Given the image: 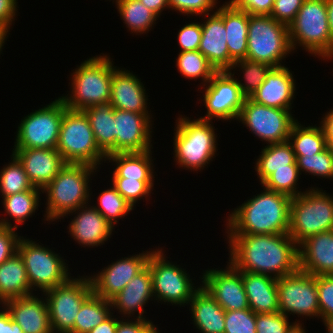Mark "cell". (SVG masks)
I'll use <instances>...</instances> for the list:
<instances>
[{"instance_id":"cell-66","label":"cell","mask_w":333,"mask_h":333,"mask_svg":"<svg viewBox=\"0 0 333 333\" xmlns=\"http://www.w3.org/2000/svg\"><path fill=\"white\" fill-rule=\"evenodd\" d=\"M110 1H111V0H110ZM119 1H120V0H113L112 3L115 2V4H116V3H118Z\"/></svg>"},{"instance_id":"cell-24","label":"cell","mask_w":333,"mask_h":333,"mask_svg":"<svg viewBox=\"0 0 333 333\" xmlns=\"http://www.w3.org/2000/svg\"><path fill=\"white\" fill-rule=\"evenodd\" d=\"M148 97L143 82L136 74L120 67L113 72L109 103L114 109L151 113Z\"/></svg>"},{"instance_id":"cell-52","label":"cell","mask_w":333,"mask_h":333,"mask_svg":"<svg viewBox=\"0 0 333 333\" xmlns=\"http://www.w3.org/2000/svg\"><path fill=\"white\" fill-rule=\"evenodd\" d=\"M16 231L14 228L0 226V264L17 253L21 236Z\"/></svg>"},{"instance_id":"cell-6","label":"cell","mask_w":333,"mask_h":333,"mask_svg":"<svg viewBox=\"0 0 333 333\" xmlns=\"http://www.w3.org/2000/svg\"><path fill=\"white\" fill-rule=\"evenodd\" d=\"M288 27L292 53L299 46L321 61L330 59L333 40L327 18V0H304Z\"/></svg>"},{"instance_id":"cell-13","label":"cell","mask_w":333,"mask_h":333,"mask_svg":"<svg viewBox=\"0 0 333 333\" xmlns=\"http://www.w3.org/2000/svg\"><path fill=\"white\" fill-rule=\"evenodd\" d=\"M41 106L18 123L14 148H57L61 120L67 108L60 96Z\"/></svg>"},{"instance_id":"cell-26","label":"cell","mask_w":333,"mask_h":333,"mask_svg":"<svg viewBox=\"0 0 333 333\" xmlns=\"http://www.w3.org/2000/svg\"><path fill=\"white\" fill-rule=\"evenodd\" d=\"M299 270L315 276L333 275V230L306 238L298 245Z\"/></svg>"},{"instance_id":"cell-45","label":"cell","mask_w":333,"mask_h":333,"mask_svg":"<svg viewBox=\"0 0 333 333\" xmlns=\"http://www.w3.org/2000/svg\"><path fill=\"white\" fill-rule=\"evenodd\" d=\"M121 196L134 208L141 199L149 201L155 181H139L124 177H111L110 181ZM149 196V198H148Z\"/></svg>"},{"instance_id":"cell-34","label":"cell","mask_w":333,"mask_h":333,"mask_svg":"<svg viewBox=\"0 0 333 333\" xmlns=\"http://www.w3.org/2000/svg\"><path fill=\"white\" fill-rule=\"evenodd\" d=\"M94 133L98 147L106 156L115 153L114 108L110 103L97 104L83 110Z\"/></svg>"},{"instance_id":"cell-35","label":"cell","mask_w":333,"mask_h":333,"mask_svg":"<svg viewBox=\"0 0 333 333\" xmlns=\"http://www.w3.org/2000/svg\"><path fill=\"white\" fill-rule=\"evenodd\" d=\"M261 154L255 161V171L262 184L275 169L289 168V164H296V156L288 141L269 144L261 148Z\"/></svg>"},{"instance_id":"cell-29","label":"cell","mask_w":333,"mask_h":333,"mask_svg":"<svg viewBox=\"0 0 333 333\" xmlns=\"http://www.w3.org/2000/svg\"><path fill=\"white\" fill-rule=\"evenodd\" d=\"M188 307L197 331L200 333L225 332V310L202 285L193 294Z\"/></svg>"},{"instance_id":"cell-16","label":"cell","mask_w":333,"mask_h":333,"mask_svg":"<svg viewBox=\"0 0 333 333\" xmlns=\"http://www.w3.org/2000/svg\"><path fill=\"white\" fill-rule=\"evenodd\" d=\"M203 88L206 113L200 119L213 121L237 120L245 97L240 91L236 78L229 71H217ZM205 90V91H204ZM204 91V92H203Z\"/></svg>"},{"instance_id":"cell-48","label":"cell","mask_w":333,"mask_h":333,"mask_svg":"<svg viewBox=\"0 0 333 333\" xmlns=\"http://www.w3.org/2000/svg\"><path fill=\"white\" fill-rule=\"evenodd\" d=\"M320 319L333 318V275L316 276Z\"/></svg>"},{"instance_id":"cell-41","label":"cell","mask_w":333,"mask_h":333,"mask_svg":"<svg viewBox=\"0 0 333 333\" xmlns=\"http://www.w3.org/2000/svg\"><path fill=\"white\" fill-rule=\"evenodd\" d=\"M98 194V204L96 205L95 203L92 206L98 210L113 227L116 226L120 219H123L134 210L132 205L121 196L112 184L108 189Z\"/></svg>"},{"instance_id":"cell-23","label":"cell","mask_w":333,"mask_h":333,"mask_svg":"<svg viewBox=\"0 0 333 333\" xmlns=\"http://www.w3.org/2000/svg\"><path fill=\"white\" fill-rule=\"evenodd\" d=\"M149 300L154 301V294L150 268L146 266L110 302L112 310L123 315L121 318L149 320L144 315L147 313L144 307Z\"/></svg>"},{"instance_id":"cell-50","label":"cell","mask_w":333,"mask_h":333,"mask_svg":"<svg viewBox=\"0 0 333 333\" xmlns=\"http://www.w3.org/2000/svg\"><path fill=\"white\" fill-rule=\"evenodd\" d=\"M202 36L201 22H191L183 25L177 34L179 51H197Z\"/></svg>"},{"instance_id":"cell-39","label":"cell","mask_w":333,"mask_h":333,"mask_svg":"<svg viewBox=\"0 0 333 333\" xmlns=\"http://www.w3.org/2000/svg\"><path fill=\"white\" fill-rule=\"evenodd\" d=\"M239 69L242 80L235 75V70ZM273 67L269 64L256 62L248 59L237 60L232 64L229 72L236 78L241 93L245 98H250L265 81L267 74ZM235 69V70H233ZM241 69V70H240ZM233 71V72H232Z\"/></svg>"},{"instance_id":"cell-31","label":"cell","mask_w":333,"mask_h":333,"mask_svg":"<svg viewBox=\"0 0 333 333\" xmlns=\"http://www.w3.org/2000/svg\"><path fill=\"white\" fill-rule=\"evenodd\" d=\"M33 294L24 261L17 252L0 264V305L11 299Z\"/></svg>"},{"instance_id":"cell-36","label":"cell","mask_w":333,"mask_h":333,"mask_svg":"<svg viewBox=\"0 0 333 333\" xmlns=\"http://www.w3.org/2000/svg\"><path fill=\"white\" fill-rule=\"evenodd\" d=\"M288 142L295 156H310L323 151L327 147L326 138L321 125H303L298 120L293 124Z\"/></svg>"},{"instance_id":"cell-25","label":"cell","mask_w":333,"mask_h":333,"mask_svg":"<svg viewBox=\"0 0 333 333\" xmlns=\"http://www.w3.org/2000/svg\"><path fill=\"white\" fill-rule=\"evenodd\" d=\"M287 66L273 67L265 81L250 97L258 104L278 109H292L296 98V80Z\"/></svg>"},{"instance_id":"cell-4","label":"cell","mask_w":333,"mask_h":333,"mask_svg":"<svg viewBox=\"0 0 333 333\" xmlns=\"http://www.w3.org/2000/svg\"><path fill=\"white\" fill-rule=\"evenodd\" d=\"M101 54L87 58L72 70L70 91L60 97L67 109L83 111L110 102L112 76L118 67L110 55Z\"/></svg>"},{"instance_id":"cell-17","label":"cell","mask_w":333,"mask_h":333,"mask_svg":"<svg viewBox=\"0 0 333 333\" xmlns=\"http://www.w3.org/2000/svg\"><path fill=\"white\" fill-rule=\"evenodd\" d=\"M201 274V285L225 311L249 308L241 271L230 262L225 269L208 268Z\"/></svg>"},{"instance_id":"cell-8","label":"cell","mask_w":333,"mask_h":333,"mask_svg":"<svg viewBox=\"0 0 333 333\" xmlns=\"http://www.w3.org/2000/svg\"><path fill=\"white\" fill-rule=\"evenodd\" d=\"M56 149L66 164H88L99 169L106 162V154L98 147L83 111H64Z\"/></svg>"},{"instance_id":"cell-37","label":"cell","mask_w":333,"mask_h":333,"mask_svg":"<svg viewBox=\"0 0 333 333\" xmlns=\"http://www.w3.org/2000/svg\"><path fill=\"white\" fill-rule=\"evenodd\" d=\"M120 18L130 33L147 34L159 17L139 0H120L116 3Z\"/></svg>"},{"instance_id":"cell-67","label":"cell","mask_w":333,"mask_h":333,"mask_svg":"<svg viewBox=\"0 0 333 333\" xmlns=\"http://www.w3.org/2000/svg\"><path fill=\"white\" fill-rule=\"evenodd\" d=\"M330 61H332L333 60V54H332V56L330 57V59H329Z\"/></svg>"},{"instance_id":"cell-10","label":"cell","mask_w":333,"mask_h":333,"mask_svg":"<svg viewBox=\"0 0 333 333\" xmlns=\"http://www.w3.org/2000/svg\"><path fill=\"white\" fill-rule=\"evenodd\" d=\"M162 248L158 246L153 249L147 261L152 276L154 300L161 304L164 302L167 305L188 306L201 284L194 286L189 272L176 262L166 259L169 257Z\"/></svg>"},{"instance_id":"cell-49","label":"cell","mask_w":333,"mask_h":333,"mask_svg":"<svg viewBox=\"0 0 333 333\" xmlns=\"http://www.w3.org/2000/svg\"><path fill=\"white\" fill-rule=\"evenodd\" d=\"M255 321L256 333H286L294 323L280 312L255 314Z\"/></svg>"},{"instance_id":"cell-14","label":"cell","mask_w":333,"mask_h":333,"mask_svg":"<svg viewBox=\"0 0 333 333\" xmlns=\"http://www.w3.org/2000/svg\"><path fill=\"white\" fill-rule=\"evenodd\" d=\"M292 109H278L245 98L237 121L267 145L288 141L291 128L297 121Z\"/></svg>"},{"instance_id":"cell-11","label":"cell","mask_w":333,"mask_h":333,"mask_svg":"<svg viewBox=\"0 0 333 333\" xmlns=\"http://www.w3.org/2000/svg\"><path fill=\"white\" fill-rule=\"evenodd\" d=\"M40 244L21 236L17 252L24 261L31 290L38 293L39 289V292L44 293L64 284L72 276L64 257L41 242Z\"/></svg>"},{"instance_id":"cell-58","label":"cell","mask_w":333,"mask_h":333,"mask_svg":"<svg viewBox=\"0 0 333 333\" xmlns=\"http://www.w3.org/2000/svg\"><path fill=\"white\" fill-rule=\"evenodd\" d=\"M323 116L319 125L324 131L326 142H333V109H330Z\"/></svg>"},{"instance_id":"cell-19","label":"cell","mask_w":333,"mask_h":333,"mask_svg":"<svg viewBox=\"0 0 333 333\" xmlns=\"http://www.w3.org/2000/svg\"><path fill=\"white\" fill-rule=\"evenodd\" d=\"M153 115L114 109L115 153L145 152L153 149Z\"/></svg>"},{"instance_id":"cell-27","label":"cell","mask_w":333,"mask_h":333,"mask_svg":"<svg viewBox=\"0 0 333 333\" xmlns=\"http://www.w3.org/2000/svg\"><path fill=\"white\" fill-rule=\"evenodd\" d=\"M42 296V297H41ZM29 295L6 301L3 305L24 333H52L47 302L43 294Z\"/></svg>"},{"instance_id":"cell-47","label":"cell","mask_w":333,"mask_h":333,"mask_svg":"<svg viewBox=\"0 0 333 333\" xmlns=\"http://www.w3.org/2000/svg\"><path fill=\"white\" fill-rule=\"evenodd\" d=\"M219 2V0H169V6L171 10L184 16L199 15L200 18L202 15L215 12Z\"/></svg>"},{"instance_id":"cell-12","label":"cell","mask_w":333,"mask_h":333,"mask_svg":"<svg viewBox=\"0 0 333 333\" xmlns=\"http://www.w3.org/2000/svg\"><path fill=\"white\" fill-rule=\"evenodd\" d=\"M93 293L88 275L71 277L64 284L45 291L52 333H74V322L82 303Z\"/></svg>"},{"instance_id":"cell-18","label":"cell","mask_w":333,"mask_h":333,"mask_svg":"<svg viewBox=\"0 0 333 333\" xmlns=\"http://www.w3.org/2000/svg\"><path fill=\"white\" fill-rule=\"evenodd\" d=\"M153 250L122 257L112 261L96 274L89 275L93 292L106 300L115 297L141 270L147 266L148 258Z\"/></svg>"},{"instance_id":"cell-61","label":"cell","mask_w":333,"mask_h":333,"mask_svg":"<svg viewBox=\"0 0 333 333\" xmlns=\"http://www.w3.org/2000/svg\"><path fill=\"white\" fill-rule=\"evenodd\" d=\"M327 18L333 40V0H327Z\"/></svg>"},{"instance_id":"cell-2","label":"cell","mask_w":333,"mask_h":333,"mask_svg":"<svg viewBox=\"0 0 333 333\" xmlns=\"http://www.w3.org/2000/svg\"><path fill=\"white\" fill-rule=\"evenodd\" d=\"M263 187L226 217L225 234L288 233L291 197Z\"/></svg>"},{"instance_id":"cell-20","label":"cell","mask_w":333,"mask_h":333,"mask_svg":"<svg viewBox=\"0 0 333 333\" xmlns=\"http://www.w3.org/2000/svg\"><path fill=\"white\" fill-rule=\"evenodd\" d=\"M215 12L202 15V36L199 51L207 58L216 71H229L235 62L230 56L224 26V4Z\"/></svg>"},{"instance_id":"cell-15","label":"cell","mask_w":333,"mask_h":333,"mask_svg":"<svg viewBox=\"0 0 333 333\" xmlns=\"http://www.w3.org/2000/svg\"><path fill=\"white\" fill-rule=\"evenodd\" d=\"M279 312L305 319H320L316 276L297 270L277 279ZM315 317V318H314Z\"/></svg>"},{"instance_id":"cell-28","label":"cell","mask_w":333,"mask_h":333,"mask_svg":"<svg viewBox=\"0 0 333 333\" xmlns=\"http://www.w3.org/2000/svg\"><path fill=\"white\" fill-rule=\"evenodd\" d=\"M241 275L249 308L255 314L279 312L276 278L244 271Z\"/></svg>"},{"instance_id":"cell-54","label":"cell","mask_w":333,"mask_h":333,"mask_svg":"<svg viewBox=\"0 0 333 333\" xmlns=\"http://www.w3.org/2000/svg\"><path fill=\"white\" fill-rule=\"evenodd\" d=\"M18 0H0V27L10 31L18 12Z\"/></svg>"},{"instance_id":"cell-30","label":"cell","mask_w":333,"mask_h":333,"mask_svg":"<svg viewBox=\"0 0 333 333\" xmlns=\"http://www.w3.org/2000/svg\"><path fill=\"white\" fill-rule=\"evenodd\" d=\"M152 149L145 152L114 153L106 156V162L112 163V177L154 181L156 172L153 169Z\"/></svg>"},{"instance_id":"cell-57","label":"cell","mask_w":333,"mask_h":333,"mask_svg":"<svg viewBox=\"0 0 333 333\" xmlns=\"http://www.w3.org/2000/svg\"><path fill=\"white\" fill-rule=\"evenodd\" d=\"M113 314L114 313L88 333H116L117 323L121 318L119 315L117 316Z\"/></svg>"},{"instance_id":"cell-22","label":"cell","mask_w":333,"mask_h":333,"mask_svg":"<svg viewBox=\"0 0 333 333\" xmlns=\"http://www.w3.org/2000/svg\"><path fill=\"white\" fill-rule=\"evenodd\" d=\"M12 149L11 154H13L22 164L32 186L41 191L53 180L66 164L56 148Z\"/></svg>"},{"instance_id":"cell-9","label":"cell","mask_w":333,"mask_h":333,"mask_svg":"<svg viewBox=\"0 0 333 333\" xmlns=\"http://www.w3.org/2000/svg\"><path fill=\"white\" fill-rule=\"evenodd\" d=\"M246 59L272 67L285 66L293 51L289 40V27L270 15H250Z\"/></svg>"},{"instance_id":"cell-64","label":"cell","mask_w":333,"mask_h":333,"mask_svg":"<svg viewBox=\"0 0 333 333\" xmlns=\"http://www.w3.org/2000/svg\"><path fill=\"white\" fill-rule=\"evenodd\" d=\"M145 333H160V330L154 323L145 331Z\"/></svg>"},{"instance_id":"cell-38","label":"cell","mask_w":333,"mask_h":333,"mask_svg":"<svg viewBox=\"0 0 333 333\" xmlns=\"http://www.w3.org/2000/svg\"><path fill=\"white\" fill-rule=\"evenodd\" d=\"M113 311V312H112ZM112 313L111 302L94 292L82 303L75 317L74 333H88L107 319Z\"/></svg>"},{"instance_id":"cell-5","label":"cell","mask_w":333,"mask_h":333,"mask_svg":"<svg viewBox=\"0 0 333 333\" xmlns=\"http://www.w3.org/2000/svg\"><path fill=\"white\" fill-rule=\"evenodd\" d=\"M174 127L173 149L175 164L192 172L203 170L216 157L217 133L212 121L189 116L177 118Z\"/></svg>"},{"instance_id":"cell-33","label":"cell","mask_w":333,"mask_h":333,"mask_svg":"<svg viewBox=\"0 0 333 333\" xmlns=\"http://www.w3.org/2000/svg\"><path fill=\"white\" fill-rule=\"evenodd\" d=\"M41 194L42 191L40 189L33 188L3 197L2 204L5 211L4 213L10 217V220L7 215L6 218H0V226L18 229V226L25 223L29 217H32L35 215V212H37L36 210H38V207L41 205ZM11 218L14 224L11 223Z\"/></svg>"},{"instance_id":"cell-51","label":"cell","mask_w":333,"mask_h":333,"mask_svg":"<svg viewBox=\"0 0 333 333\" xmlns=\"http://www.w3.org/2000/svg\"><path fill=\"white\" fill-rule=\"evenodd\" d=\"M304 0H275L270 16L289 26L295 19Z\"/></svg>"},{"instance_id":"cell-56","label":"cell","mask_w":333,"mask_h":333,"mask_svg":"<svg viewBox=\"0 0 333 333\" xmlns=\"http://www.w3.org/2000/svg\"><path fill=\"white\" fill-rule=\"evenodd\" d=\"M2 306V307H1ZM0 306V333H24L18 323L12 320L9 311Z\"/></svg>"},{"instance_id":"cell-44","label":"cell","mask_w":333,"mask_h":333,"mask_svg":"<svg viewBox=\"0 0 333 333\" xmlns=\"http://www.w3.org/2000/svg\"><path fill=\"white\" fill-rule=\"evenodd\" d=\"M296 164L300 175L304 172L318 179L333 180V155L328 146L314 155L296 156Z\"/></svg>"},{"instance_id":"cell-63","label":"cell","mask_w":333,"mask_h":333,"mask_svg":"<svg viewBox=\"0 0 333 333\" xmlns=\"http://www.w3.org/2000/svg\"><path fill=\"white\" fill-rule=\"evenodd\" d=\"M326 327V333H333V318L327 320H321Z\"/></svg>"},{"instance_id":"cell-65","label":"cell","mask_w":333,"mask_h":333,"mask_svg":"<svg viewBox=\"0 0 333 333\" xmlns=\"http://www.w3.org/2000/svg\"><path fill=\"white\" fill-rule=\"evenodd\" d=\"M326 143H327V146H328L330 152H331L332 155H333V142H326Z\"/></svg>"},{"instance_id":"cell-43","label":"cell","mask_w":333,"mask_h":333,"mask_svg":"<svg viewBox=\"0 0 333 333\" xmlns=\"http://www.w3.org/2000/svg\"><path fill=\"white\" fill-rule=\"evenodd\" d=\"M299 176L300 172L297 164H289V168L275 169L261 185L293 198L303 193L300 191L301 189L298 190Z\"/></svg>"},{"instance_id":"cell-21","label":"cell","mask_w":333,"mask_h":333,"mask_svg":"<svg viewBox=\"0 0 333 333\" xmlns=\"http://www.w3.org/2000/svg\"><path fill=\"white\" fill-rule=\"evenodd\" d=\"M90 203L67 214L68 216L74 215V218L70 219L72 221L67 229H69L68 233L70 232L71 238L81 247L93 248L110 241L115 228Z\"/></svg>"},{"instance_id":"cell-55","label":"cell","mask_w":333,"mask_h":333,"mask_svg":"<svg viewBox=\"0 0 333 333\" xmlns=\"http://www.w3.org/2000/svg\"><path fill=\"white\" fill-rule=\"evenodd\" d=\"M152 324L151 320L121 318L117 323L116 333H145Z\"/></svg>"},{"instance_id":"cell-7","label":"cell","mask_w":333,"mask_h":333,"mask_svg":"<svg viewBox=\"0 0 333 333\" xmlns=\"http://www.w3.org/2000/svg\"><path fill=\"white\" fill-rule=\"evenodd\" d=\"M332 195L311 186L291 199L288 234L297 245L312 235L333 230Z\"/></svg>"},{"instance_id":"cell-59","label":"cell","mask_w":333,"mask_h":333,"mask_svg":"<svg viewBox=\"0 0 333 333\" xmlns=\"http://www.w3.org/2000/svg\"><path fill=\"white\" fill-rule=\"evenodd\" d=\"M147 8L153 11L159 18L162 15V12L166 9H170L169 0H139Z\"/></svg>"},{"instance_id":"cell-40","label":"cell","mask_w":333,"mask_h":333,"mask_svg":"<svg viewBox=\"0 0 333 333\" xmlns=\"http://www.w3.org/2000/svg\"><path fill=\"white\" fill-rule=\"evenodd\" d=\"M176 57V68L181 76L186 79L201 80V85L204 86L217 72L209 63L207 58L199 51H182Z\"/></svg>"},{"instance_id":"cell-62","label":"cell","mask_w":333,"mask_h":333,"mask_svg":"<svg viewBox=\"0 0 333 333\" xmlns=\"http://www.w3.org/2000/svg\"><path fill=\"white\" fill-rule=\"evenodd\" d=\"M9 32L10 31L0 27V55L3 52L2 51L3 46L5 45V42L7 41V38L9 37L8 35H10Z\"/></svg>"},{"instance_id":"cell-60","label":"cell","mask_w":333,"mask_h":333,"mask_svg":"<svg viewBox=\"0 0 333 333\" xmlns=\"http://www.w3.org/2000/svg\"><path fill=\"white\" fill-rule=\"evenodd\" d=\"M306 328L304 323L300 322V320L295 319L294 323L289 327L286 333H306Z\"/></svg>"},{"instance_id":"cell-46","label":"cell","mask_w":333,"mask_h":333,"mask_svg":"<svg viewBox=\"0 0 333 333\" xmlns=\"http://www.w3.org/2000/svg\"><path fill=\"white\" fill-rule=\"evenodd\" d=\"M224 333H256L255 313L250 308L225 311Z\"/></svg>"},{"instance_id":"cell-42","label":"cell","mask_w":333,"mask_h":333,"mask_svg":"<svg viewBox=\"0 0 333 333\" xmlns=\"http://www.w3.org/2000/svg\"><path fill=\"white\" fill-rule=\"evenodd\" d=\"M10 157V162L0 169V195L2 198L34 188L19 160L13 154Z\"/></svg>"},{"instance_id":"cell-53","label":"cell","mask_w":333,"mask_h":333,"mask_svg":"<svg viewBox=\"0 0 333 333\" xmlns=\"http://www.w3.org/2000/svg\"><path fill=\"white\" fill-rule=\"evenodd\" d=\"M227 3L250 15H270L274 0H227Z\"/></svg>"},{"instance_id":"cell-1","label":"cell","mask_w":333,"mask_h":333,"mask_svg":"<svg viewBox=\"0 0 333 333\" xmlns=\"http://www.w3.org/2000/svg\"><path fill=\"white\" fill-rule=\"evenodd\" d=\"M228 261L238 270L276 279L299 269L298 245L288 233L227 234Z\"/></svg>"},{"instance_id":"cell-32","label":"cell","mask_w":333,"mask_h":333,"mask_svg":"<svg viewBox=\"0 0 333 333\" xmlns=\"http://www.w3.org/2000/svg\"><path fill=\"white\" fill-rule=\"evenodd\" d=\"M249 14L224 2V26L229 56L234 60L246 59Z\"/></svg>"},{"instance_id":"cell-3","label":"cell","mask_w":333,"mask_h":333,"mask_svg":"<svg viewBox=\"0 0 333 333\" xmlns=\"http://www.w3.org/2000/svg\"><path fill=\"white\" fill-rule=\"evenodd\" d=\"M97 169L88 164H65L42 190L47 197L43 220L49 224L59 222L58 219L67 218V214L91 202L90 181L100 171Z\"/></svg>"}]
</instances>
